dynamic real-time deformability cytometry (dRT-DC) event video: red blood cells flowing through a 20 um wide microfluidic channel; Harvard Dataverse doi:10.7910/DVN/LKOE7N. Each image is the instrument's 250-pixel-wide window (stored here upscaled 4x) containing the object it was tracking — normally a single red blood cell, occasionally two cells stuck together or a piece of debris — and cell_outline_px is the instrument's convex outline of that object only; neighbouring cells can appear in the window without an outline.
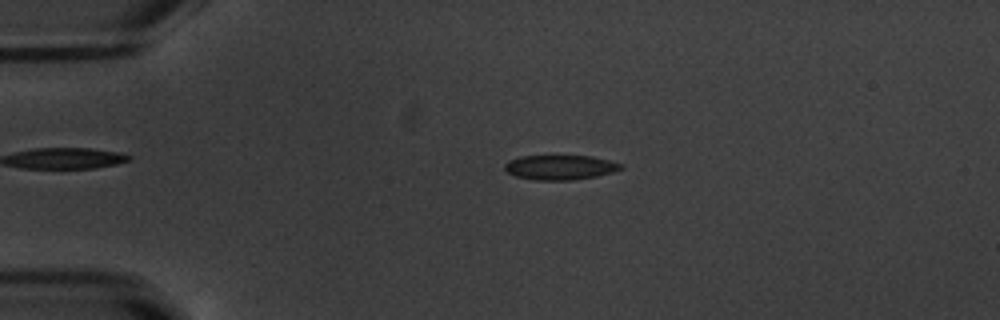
{"species": "common noctule bat (a hibernating species)", "species_latin": "Nyctalus noctula", "temperature_condition": "warm", "stored_images_in_passage": 28, "camera_frame_rate_fps": 3000, "um_per_image_px": 0.085, "animal": {"sex": "male", "body_mass_g": 20.1, "forearm_length_mm": 53.5}, "frame": {"image": 1, "passage_image": 11, "time_ms": 3.333, "image_size_px": [1000, 320], "cell_outline_px": [[624, 168], [612, 172], [596, 176], [572, 180], [536, 180], [516, 176], [508, 172], [504, 168], [504, 164], [508, 160], [520, 156], [592, 156], [624, 164]], "centroid_in_image_um": [47.62, 14.22], "position_along_channel_um": 37.4, "area_um2": 16.7}}
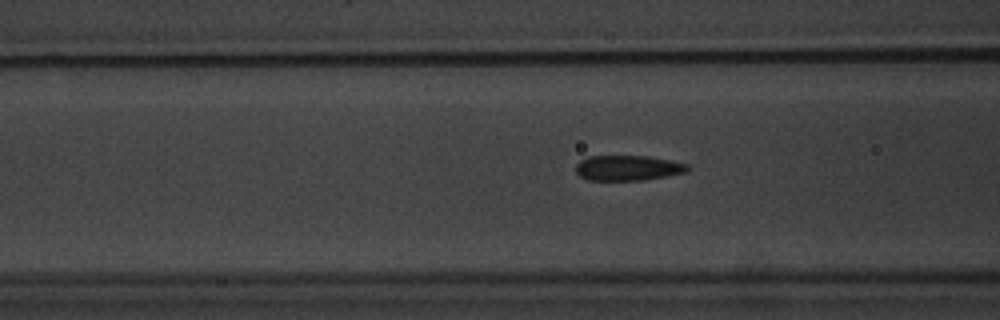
{"frame": {"image": 2, "passage_image": 20, "time_ms": 6.333, "image_size_px": [1000, 320], "cell_outline_px": [[688, 172], [644, 180], [588, 180], [580, 176], [576, 172], [576, 164], [580, 160], [588, 156], [648, 156], [688, 164]], "centroid_in_image_um": [53.35, 14.27], "position_along_channel_um": 113.3, "area_um2": 16.42}}
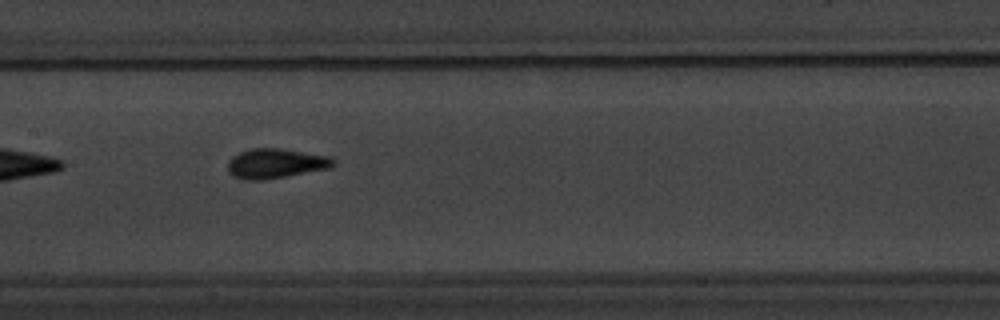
{"frame": {"image": 3, "passage_image": 24, "time_ms": 7.667, "image_size_px": [1000, 320], "cell_outline_px": [[336, 164], [328, 168], [284, 176], [260, 180], [244, 180], [232, 176], [228, 172], [228, 160], [232, 156], [240, 152], [252, 148], [280, 148], [328, 156]], "centroid_in_image_um": [23.35, 13.89], "position_along_channel_um": 184.0, "area_um2": 18.03}}